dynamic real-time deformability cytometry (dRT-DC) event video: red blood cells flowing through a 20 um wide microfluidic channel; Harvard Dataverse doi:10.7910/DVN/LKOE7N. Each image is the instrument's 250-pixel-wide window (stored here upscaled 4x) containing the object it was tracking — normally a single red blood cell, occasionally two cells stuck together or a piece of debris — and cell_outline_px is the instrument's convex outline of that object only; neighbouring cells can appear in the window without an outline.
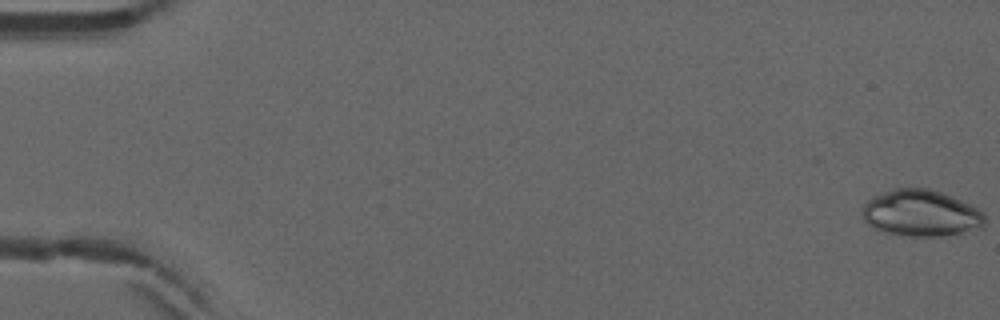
{"species": "common noctule bat (a hibernating species)", "species_latin": "Nyctalus noctula", "temperature_condition": "warm", "stored_images_in_passage": 18, "camera_frame_rate_fps": 3000, "um_per_image_px": 0.085, "animal": {"sex": "male", "forearm_length_mm": 52.5}, "frame": {"image": 1, "passage_image": 1, "time_ms": 0.0, "image_size_px": [1000, 320], "cell_outline_px": [[984, 228], [944, 236], [912, 236], [888, 232], [872, 228], [864, 220], [860, 212], [864, 204], [872, 196], [892, 188], [928, 188], [952, 196], [984, 212]], "centroid_in_image_um": [78.26, 18.11], "position_along_channel_um": 6.7, "area_um2": 33.29}}